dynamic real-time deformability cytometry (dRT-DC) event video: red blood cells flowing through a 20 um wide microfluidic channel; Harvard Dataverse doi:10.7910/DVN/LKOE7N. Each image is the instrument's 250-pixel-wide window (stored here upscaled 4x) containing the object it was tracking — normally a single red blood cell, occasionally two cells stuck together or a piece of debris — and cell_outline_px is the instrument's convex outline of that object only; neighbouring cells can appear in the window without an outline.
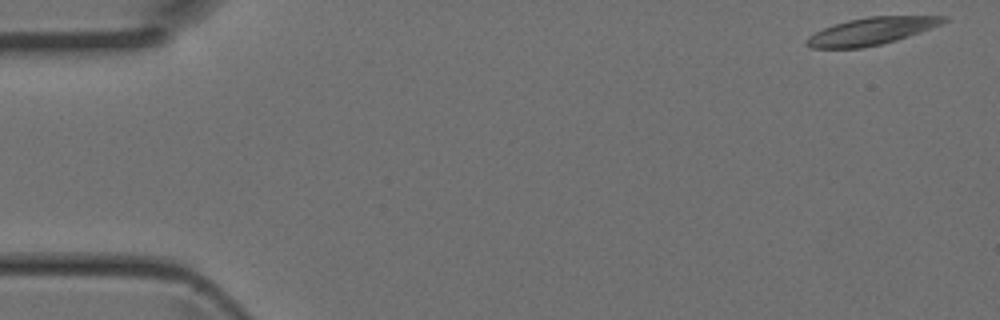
{"species": "Egyptian fruit bat (a non-hibernating species)", "species_latin": "Rousettus aegyptiacus", "temperature_condition": "room temperature", "stored_images_in_passage": 5, "camera_frame_rate_fps": 3000, "um_per_image_px": 0.085, "animal": {"sex": "female"}, "frame": {"image": 1, "passage_image": 1, "time_ms": 0.0, "image_size_px": [1000, 320], "cell_outline_px": [[948, 20], [940, 24], [908, 36], [896, 40], [880, 44], [860, 48], [812, 48], [804, 44], [804, 40], [808, 36], [824, 28], [848, 20], [868, 16], [948, 16]], "centroid_in_image_um": [74.02, 2.65], "position_along_channel_um": 11.0, "area_um2": 21.5}}
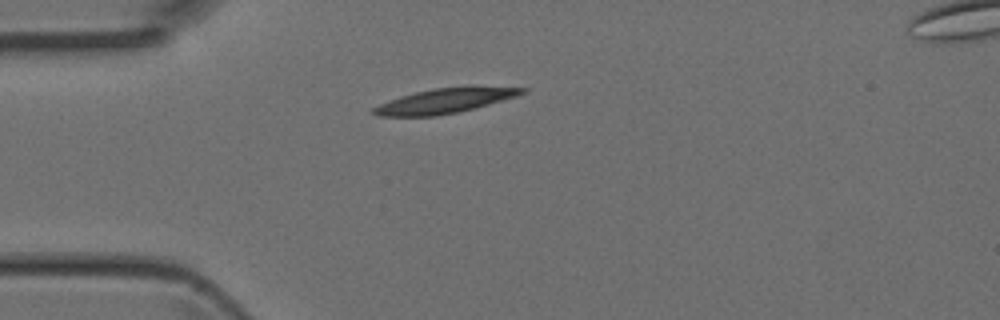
{"frame": {"image": 2, "passage_image": 4, "time_ms": 1.0, "image_size_px": [1000, 320], "cell_outline_px": [[528, 92], [516, 96], [476, 108], [436, 116], [376, 116], [368, 112], [372, 108], [380, 104], [400, 96], [432, 88], [468, 84], [476, 84], [528, 88]], "centroid_in_image_um": [37.89, 8.52], "position_along_channel_um": 47.1, "area_um2": 22.31}}